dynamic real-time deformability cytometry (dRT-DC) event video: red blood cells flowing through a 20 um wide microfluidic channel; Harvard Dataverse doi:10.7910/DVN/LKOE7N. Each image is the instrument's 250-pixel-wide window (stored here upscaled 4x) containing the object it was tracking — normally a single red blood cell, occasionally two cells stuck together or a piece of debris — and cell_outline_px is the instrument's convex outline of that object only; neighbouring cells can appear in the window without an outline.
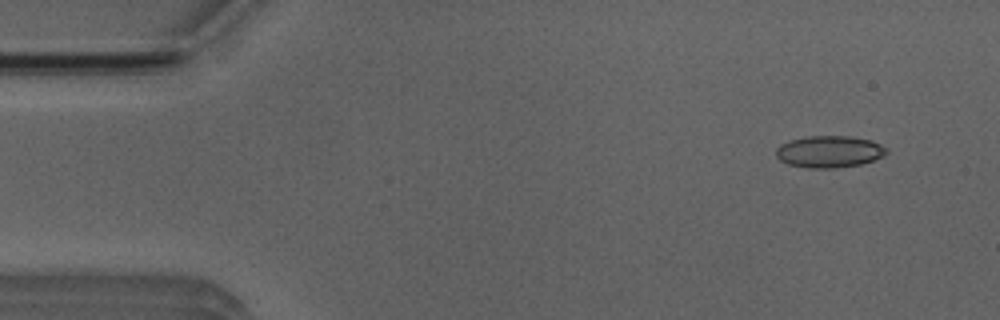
{"species": "Egyptian fruit bat (a non-hibernating species)", "species_latin": "Rousettus aegyptiacus", "temperature_condition": "room temperature", "stored_images_in_passage": 52, "camera_frame_rate_fps": 3000, "um_per_image_px": 0.085, "animal": {"sex": "male"}, "frame": {"image": 1, "passage_image": 4, "time_ms": 1.0, "image_size_px": [1000, 320], "cell_outline_px": [[888, 152], [884, 156], [860, 164], [832, 168], [808, 168], [788, 164], [780, 160], [776, 156], [776, 148], [780, 144], [788, 140], [808, 136], [848, 136], [872, 140], [888, 148]], "centroid_in_image_um": [70.48, 12.88], "position_along_channel_um": 14.5, "area_um2": 20.58}}
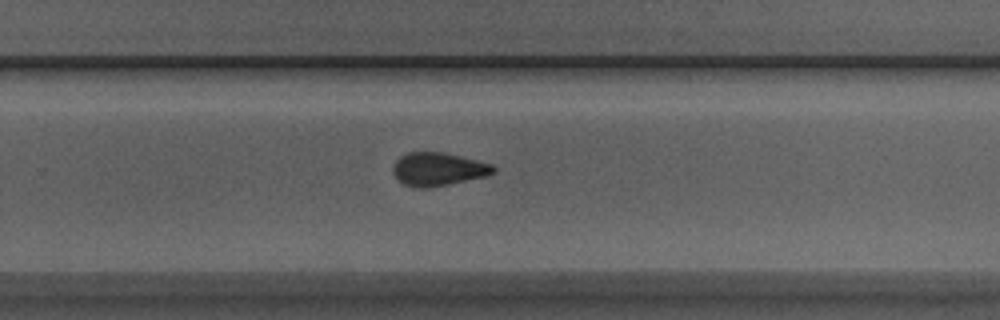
{"frame": {"image": 2, "passage_image": 33, "time_ms": 10.667, "image_size_px": [1000, 320], "cell_outline_px": [[496, 172], [488, 176], [428, 188], [420, 188], [404, 184], [392, 172], [392, 168], [396, 160], [400, 156], [408, 152], [444, 152], [492, 164], [496, 168]], "centroid_in_image_um": [37.26, 14.37], "position_along_channel_um": 292.5, "area_um2": 19.42}}
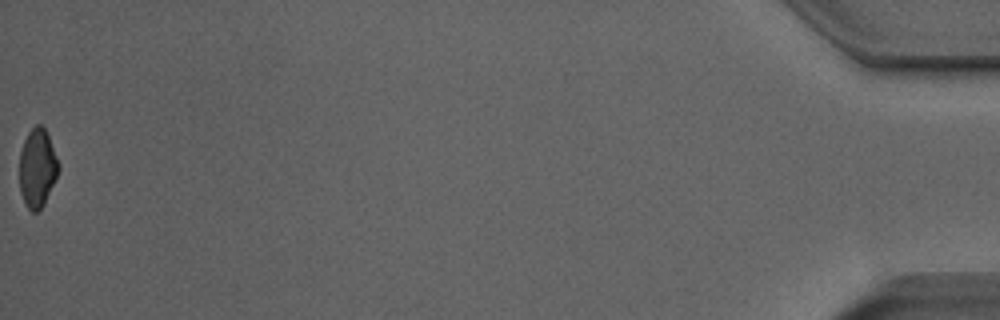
{"frame": {"image": 3, "passage_image": 52, "time_ms": 17.0, "image_size_px": [1000, 320], "cell_outline_px": [[60, 168], [44, 204], [36, 212], [32, 212], [28, 208], [20, 192], [20, 152], [24, 140], [28, 132], [36, 124], [40, 124], [44, 128], [48, 136], [60, 164]], "centroid_in_image_um": [3.18, 14.27], "position_along_channel_um": 432.0, "area_um2": 17.69}, "authors_computed_cell_mechanics": {"area_um2": 19.5942, "velocity_mm_per_s": 3.9173, "shape_relaxation_time_tau1_ms": 7.2522, "shape_relaxation_time_tau2_ms": 1.8067, "deformation_change_tau1": 0.1375, "deformation_change_tau2": 0.0651}}